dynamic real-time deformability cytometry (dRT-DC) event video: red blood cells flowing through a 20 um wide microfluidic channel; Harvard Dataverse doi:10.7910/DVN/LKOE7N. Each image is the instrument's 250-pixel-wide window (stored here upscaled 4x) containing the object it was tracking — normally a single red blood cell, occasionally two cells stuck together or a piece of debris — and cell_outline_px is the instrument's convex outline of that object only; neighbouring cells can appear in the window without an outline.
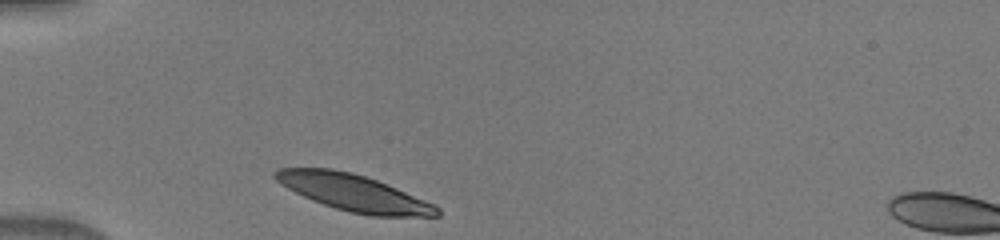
{"species": "human", "species_latin": "Homo sapiens", "temperature_condition": "warm", "stored_images_in_passage": 29, "camera_frame_rate_fps": 3000, "um_per_image_px": 0.085, "donor": {"sex": "male"}, "frame": {"image": 1, "passage_image": 1, "time_ms": 0.0, "image_size_px": [1000, 240], "cell_outline_px": [[440, 216], [368, 216], [348, 212], [312, 200], [288, 188], [276, 180], [272, 176], [272, 172], [280, 168], [332, 168], [352, 172], [376, 180], [436, 204], [440, 208]], "centroid_in_image_um": [30.08, 16.38], "position_along_channel_um": 54.9, "area_um2": 34.39}}
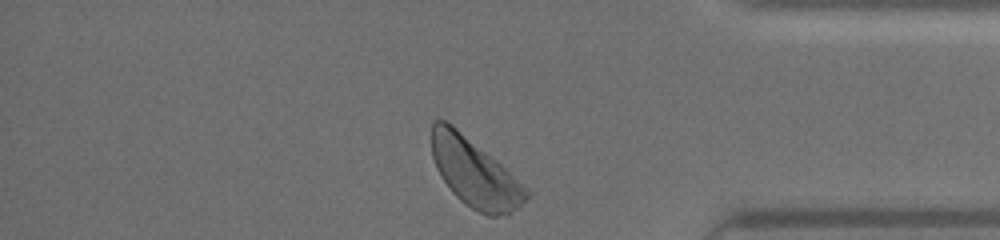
{"frame": {"image": 2, "passage_image": 29, "time_ms": 9.333, "image_size_px": [1000, 240], "cell_outline_px": [[532, 192], [516, 208], [508, 212], [496, 216], [488, 216], [472, 208], [460, 200], [452, 192], [440, 176], [436, 168], [432, 156], [432, 120], [444, 120], [452, 124], [496, 160], [528, 188]], "centroid_in_image_um": [40.32, 14.67], "position_along_channel_um": 394.9, "area_um2": 37.11}}